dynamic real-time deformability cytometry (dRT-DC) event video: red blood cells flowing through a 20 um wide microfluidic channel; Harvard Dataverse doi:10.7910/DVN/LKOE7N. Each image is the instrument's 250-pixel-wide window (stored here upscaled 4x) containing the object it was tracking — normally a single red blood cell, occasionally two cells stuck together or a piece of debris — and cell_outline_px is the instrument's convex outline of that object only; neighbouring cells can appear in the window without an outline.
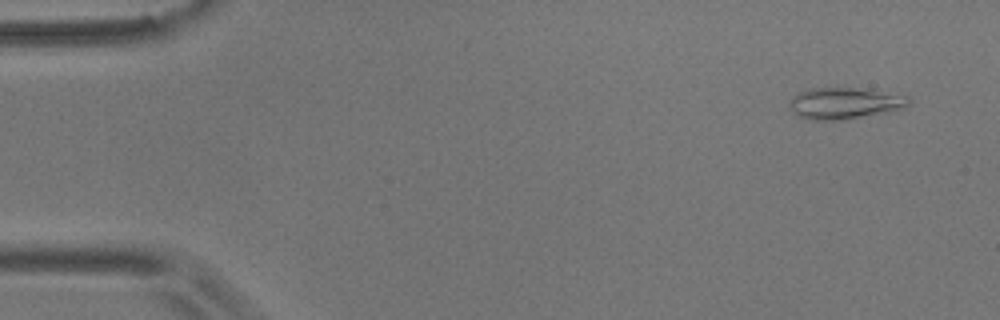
{"species": "common noctule bat (a hibernating species)", "species_latin": "Nyctalus noctula", "temperature_condition": "room temperature", "stored_images_in_passage": 47, "camera_frame_rate_fps": 3000, "um_per_image_px": 0.085, "animal": {"sex": "male", "body_mass_g": 17.9}, "frame": {"image": 1, "passage_image": 1, "time_ms": 0.0, "image_size_px": [1000, 320], "cell_outline_px": [[908, 104], [904, 108], [888, 112], [844, 120], [808, 120], [796, 116], [792, 112], [788, 104], [788, 100], [792, 96], [808, 88], [872, 88], [908, 96]], "centroid_in_image_um": [71.76, 8.77], "position_along_channel_um": 13.2, "area_um2": 22.43}}
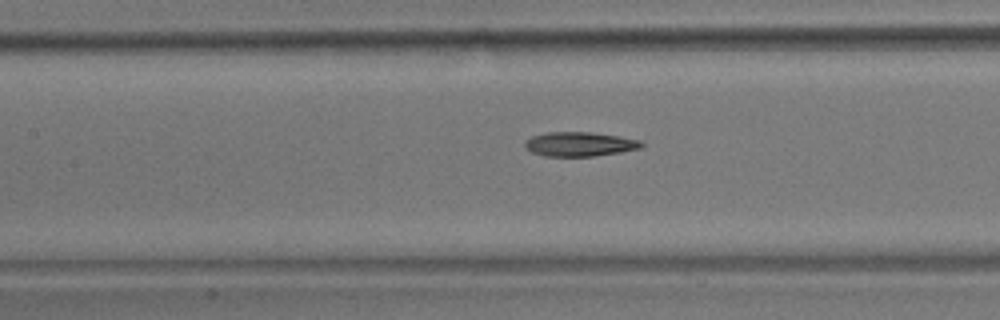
{"frame": {"image": 2, "passage_image": 22, "time_ms": 7.0, "image_size_px": [1000, 320], "cell_outline_px": [[644, 144], [640, 148], [620, 152], [592, 156], [544, 156], [532, 152], [524, 148], [524, 140], [532, 136], [544, 132], [592, 132], [620, 136], [640, 140]], "centroid_in_image_um": [49.23, 12.24], "position_along_channel_um": 158.2, "area_um2": 16.65}}
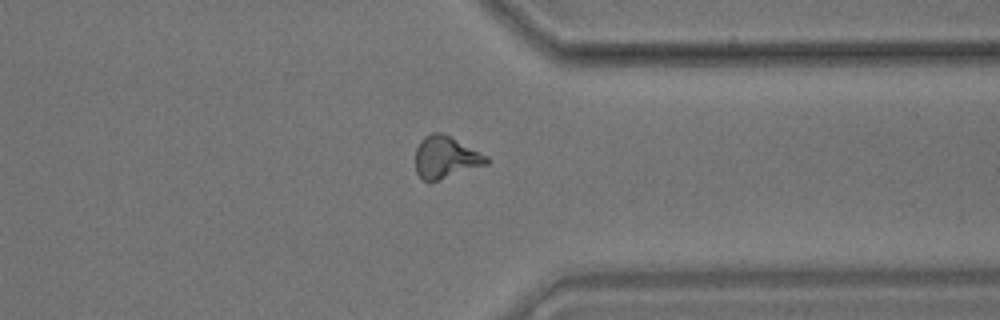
{"frame": {"image": 3, "passage_image": 40, "time_ms": 13.0, "image_size_px": [1000, 320], "cell_outline_px": [[488, 164], [436, 180], [424, 180], [416, 172], [416, 148], [420, 140], [424, 136], [432, 132], [440, 132], [488, 156]], "centroid_in_image_um": [37.86, 13.35], "position_along_channel_um": 373.5, "area_um2": 16.94}, "authors_computed_cell_mechanics": {"area_um2": 16.9354, "velocity_mm_per_s": 3.6491, "shape_relaxation_time_tau1_ms": 9.1722, "shape_relaxation_time_tau2_ms": null, "deformation_change_tau1": 0.1984, "deformation_change_tau2": null}}